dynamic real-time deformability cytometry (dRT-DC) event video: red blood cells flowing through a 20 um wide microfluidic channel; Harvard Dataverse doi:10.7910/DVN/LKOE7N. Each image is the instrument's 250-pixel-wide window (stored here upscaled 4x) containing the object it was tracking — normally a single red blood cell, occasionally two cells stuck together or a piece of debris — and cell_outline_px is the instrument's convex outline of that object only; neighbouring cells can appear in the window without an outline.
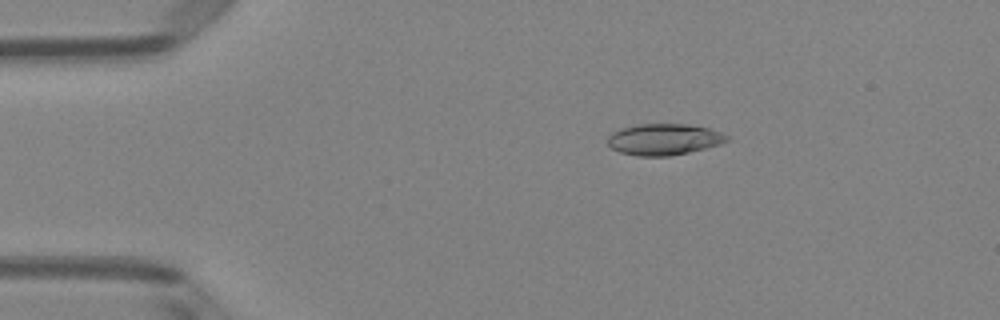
{"species": "Egyptian fruit bat (a non-hibernating species)", "species_latin": "Rousettus aegyptiacus", "temperature_condition": "room temperature", "stored_images_in_passage": 50, "camera_frame_rate_fps": 3000, "um_per_image_px": 0.085, "animal": {"sex": "female"}, "frame": {"image": 1, "passage_image": 9, "time_ms": 2.667, "image_size_px": [1000, 320], "cell_outline_px": [[728, 140], [720, 144], [688, 152], [668, 156], [636, 156], [620, 152], [612, 148], [608, 144], [608, 136], [612, 132], [620, 128], [636, 124], [688, 124], [708, 128], [720, 132], [728, 136]], "centroid_in_image_um": [56.4, 11.84], "position_along_channel_um": 28.6, "area_um2": 21.68}}
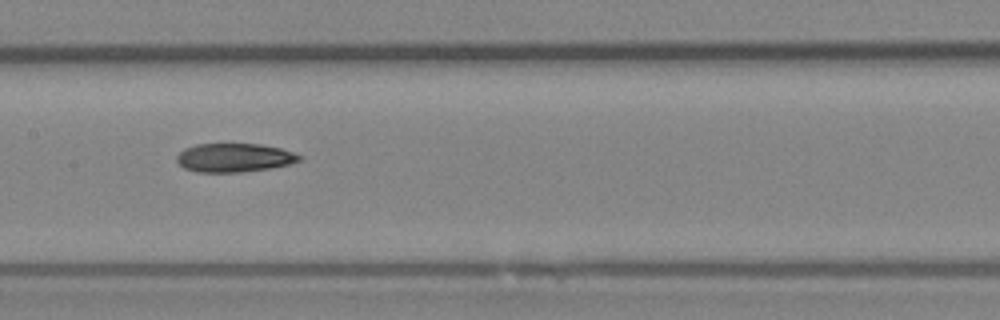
{"frame": {"image": 2, "passage_image": 25, "time_ms": 8.0, "image_size_px": [1000, 320], "cell_outline_px": [[304, 156], [300, 160], [292, 164], [272, 168], [240, 172], [196, 172], [184, 168], [176, 160], [176, 156], [184, 148], [196, 144], [260, 144], [280, 148], [296, 152]], "centroid_in_image_um": [19.95, 13.4], "position_along_channel_um": 187.4, "area_um2": 20.75}}
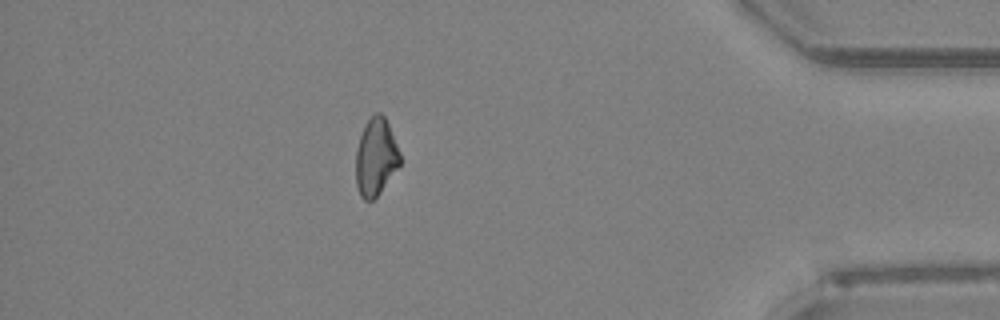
{"frame": {"image": 3, "passage_image": 44, "time_ms": 14.333, "image_size_px": [1000, 320], "cell_outline_px": [[400, 164], [380, 192], [372, 200], [364, 200], [360, 196], [356, 184], [356, 148], [360, 136], [368, 120], [376, 112], [380, 112], [384, 116], [388, 124], [400, 152]], "centroid_in_image_um": [31.93, 13.36], "position_along_channel_um": 403.3, "area_um2": 19.65}}